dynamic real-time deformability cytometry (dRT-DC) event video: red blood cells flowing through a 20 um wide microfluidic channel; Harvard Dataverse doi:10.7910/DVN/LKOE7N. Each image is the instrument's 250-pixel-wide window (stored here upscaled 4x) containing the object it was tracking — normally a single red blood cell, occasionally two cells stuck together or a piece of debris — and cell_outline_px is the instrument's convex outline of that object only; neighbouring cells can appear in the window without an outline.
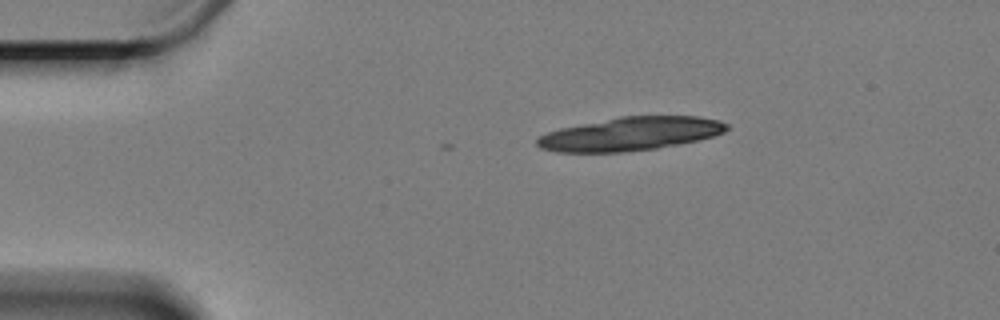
{"species": "Egyptian fruit bat (a non-hibernating species)", "species_latin": "Rousettus aegyptiacus", "temperature_condition": "cold", "stored_images_in_passage": 4, "camera_frame_rate_fps": 3000, "um_per_image_px": 0.085, "animal": {"sex": "female"}, "frame": {"image": 1, "passage_image": 1, "time_ms": 0.0, "image_size_px": [1000, 320], "cell_outline_px": [[728, 128], [724, 132], [712, 136], [696, 140], [656, 148], [624, 152], [556, 152], [540, 148], [536, 144], [536, 140], [540, 136], [548, 132], [560, 128], [620, 116], [700, 116], [720, 120], [728, 124]], "centroid_in_image_um": [53.57, 11.37], "position_along_channel_um": 31.4, "area_um2": 36.82}}